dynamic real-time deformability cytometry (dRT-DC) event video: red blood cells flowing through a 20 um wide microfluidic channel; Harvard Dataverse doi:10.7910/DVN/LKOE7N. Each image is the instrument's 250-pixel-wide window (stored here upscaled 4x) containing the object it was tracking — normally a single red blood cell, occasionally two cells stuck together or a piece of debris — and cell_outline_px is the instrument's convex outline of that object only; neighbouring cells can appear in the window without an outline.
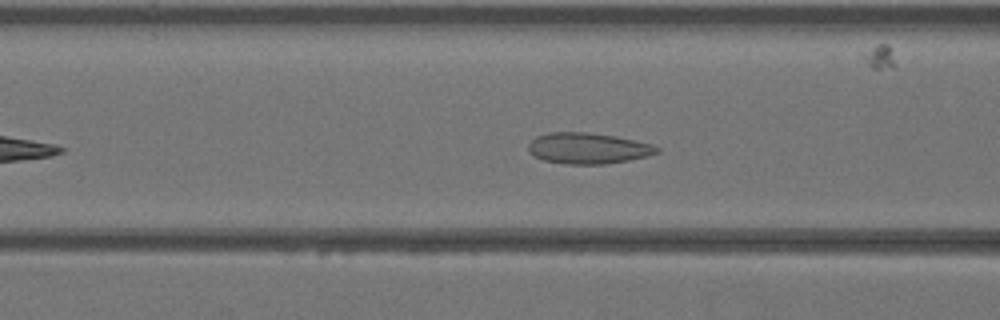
{"species": "Egyptian fruit bat (a non-hibernating species)", "species_latin": "Rousettus aegyptiacus", "temperature_condition": "warm", "stored_images_in_passage": 33, "camera_frame_rate_fps": 3000, "um_per_image_px": 0.085, "animal": {"sex": "female"}, "frame": {"image": 1, "passage_image": 9, "time_ms": 2.667, "image_size_px": [1000, 320], "cell_outline_px": [[660, 152], [648, 156], [628, 160], [604, 164], [564, 164], [544, 160], [528, 152], [528, 144], [536, 136], [548, 132], [588, 132], [616, 136], [652, 144], [660, 148]], "centroid_in_image_um": [49.98, 12.6], "position_along_channel_um": 116.6, "area_um2": 23.29}}
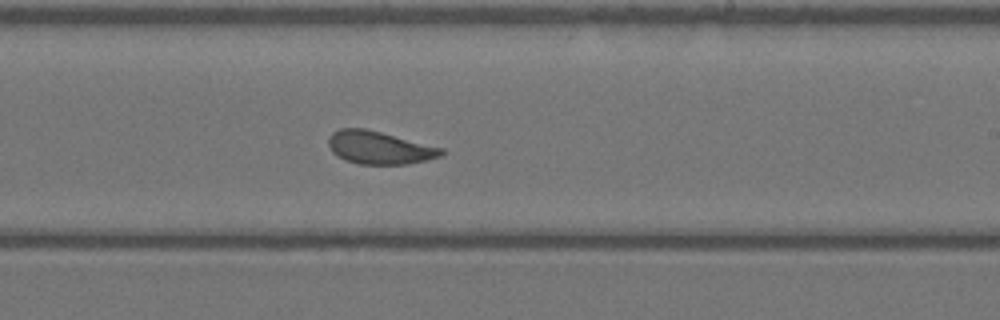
{"frame": {"image": 2, "passage_image": 18, "time_ms": 5.667, "image_size_px": [1000, 320], "cell_outline_px": [[444, 156], [428, 160], [408, 164], [360, 164], [344, 160], [336, 156], [332, 152], [328, 144], [328, 136], [332, 132], [340, 128], [364, 128], [444, 148]], "centroid_in_image_um": [32.24, 12.56], "position_along_channel_um": 256.8, "area_um2": 21.79}}
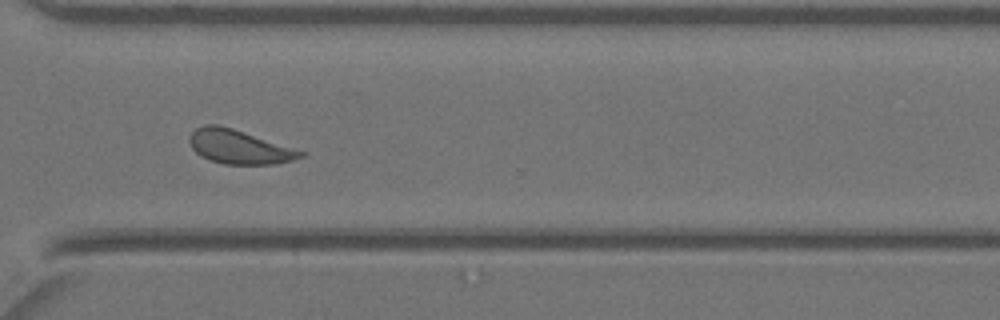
{"frame": {"image": 3, "passage_image": 24, "time_ms": 7.667, "image_size_px": [1000, 320], "cell_outline_px": [[308, 152], [304, 156], [292, 160], [276, 164], [224, 164], [208, 160], [200, 156], [192, 148], [188, 140], [188, 136], [196, 128], [204, 124], [216, 124], [232, 128]], "centroid_in_image_um": [20.32, 12.48], "position_along_channel_um": 350.3, "area_um2": 22.2}}